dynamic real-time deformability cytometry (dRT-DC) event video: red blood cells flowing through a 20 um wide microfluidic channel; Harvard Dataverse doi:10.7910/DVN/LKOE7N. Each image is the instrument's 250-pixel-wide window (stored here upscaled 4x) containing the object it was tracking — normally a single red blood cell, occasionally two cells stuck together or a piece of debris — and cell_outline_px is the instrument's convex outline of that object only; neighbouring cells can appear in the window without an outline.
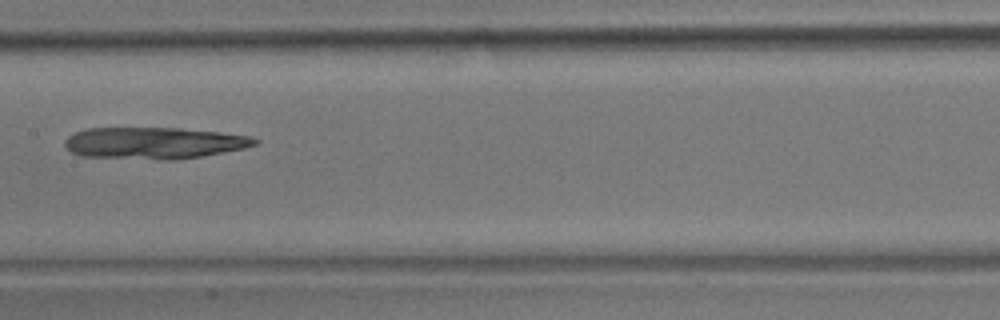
{"species": "common noctule bat (a hibernating species)", "species_latin": "Nyctalus noctula", "temperature_condition": "room temperature", "stored_images_in_passage": 8, "camera_frame_rate_fps": 3000, "um_per_image_px": 0.085, "animal": {"sex": "male", "body_mass_g": 17.9}, "frame": {"image": 1, "passage_image": 8, "time_ms": 2.333, "image_size_px": [1000, 320], "cell_outline_px": [[260, 140], [256, 144], [244, 148], [200, 156], [176, 160], [168, 160], [80, 156], [72, 152], [64, 144], [64, 140], [68, 136], [76, 132], [88, 128], [180, 128], [220, 132], [248, 136]], "centroid_in_image_um": [13.07, 12.15], "position_along_channel_um": 194.3, "area_um2": 34.91}}